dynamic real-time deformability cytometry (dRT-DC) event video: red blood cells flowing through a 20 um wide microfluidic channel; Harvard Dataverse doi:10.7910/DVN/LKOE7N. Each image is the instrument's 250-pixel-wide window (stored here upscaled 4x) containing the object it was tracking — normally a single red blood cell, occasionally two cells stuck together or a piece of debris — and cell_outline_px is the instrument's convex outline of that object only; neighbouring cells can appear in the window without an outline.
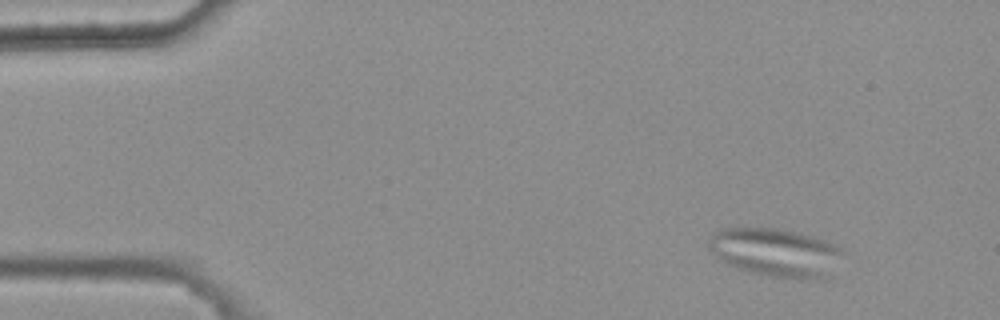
{"species": "common noctule bat (a hibernating species)", "species_latin": "Nyctalus noctula", "temperature_condition": "warm", "stored_images_in_passage": 4, "camera_frame_rate_fps": 3000, "um_per_image_px": 0.085, "animal": {"sex": "female", "body_mass_g": 25.1}, "frame": {"image": 1, "passage_image": 1, "time_ms": 0.0, "image_size_px": [1000, 320], "cell_outline_px": [[844, 252], [828, 280], [816, 280], [768, 276], [736, 268], [720, 260], [708, 248], [708, 236], [712, 232], [720, 228], [776, 228], [796, 232], [812, 236], [824, 240], [840, 248]], "centroid_in_image_um": [65.93, 21.47], "position_along_channel_um": 19.1, "area_um2": 38.21}}
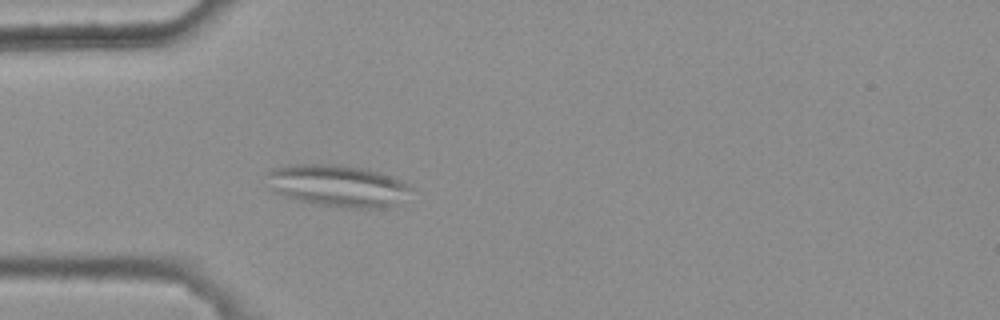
{"frame": {"image": 2, "passage_image": 4, "time_ms": 1.0, "image_size_px": [1000, 320], "cell_outline_px": [[412, 188], [396, 204], [380, 208], [344, 208], [320, 204], [300, 200], [276, 192], [272, 188], [268, 172], [272, 168], [296, 164], [336, 164], [368, 168], [380, 172], [408, 184]], "centroid_in_image_um": [28.74, 15.77], "position_along_channel_um": 56.3, "area_um2": 34.56}}